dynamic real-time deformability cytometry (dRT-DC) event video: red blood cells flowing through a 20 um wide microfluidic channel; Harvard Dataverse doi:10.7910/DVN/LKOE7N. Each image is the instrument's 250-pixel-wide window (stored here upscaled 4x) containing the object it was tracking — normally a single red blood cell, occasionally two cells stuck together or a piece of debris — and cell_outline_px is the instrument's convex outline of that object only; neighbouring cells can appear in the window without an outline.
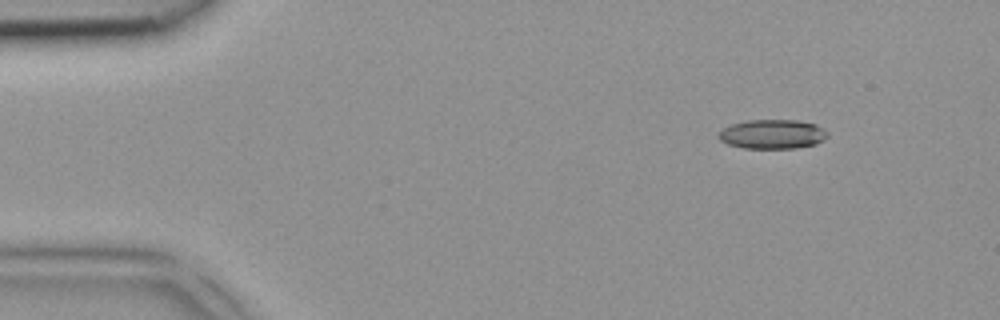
{"species": "common noctule bat (a hibernating species)", "species_latin": "Nyctalus noctula", "temperature_condition": "room temperature", "stored_images_in_passage": 3, "camera_frame_rate_fps": 3000, "um_per_image_px": 0.085, "animal": {"sex": "female", "body_mass_g": 18.4}, "frame": {"image": 1, "passage_image": 1, "time_ms": 0.0, "image_size_px": [1000, 320], "cell_outline_px": [[828, 136], [824, 140], [816, 144], [796, 148], [744, 148], [728, 144], [720, 140], [716, 136], [724, 128], [732, 124], [748, 120], [796, 120], [816, 124], [824, 128], [828, 132]], "centroid_in_image_um": [65.69, 11.4], "position_along_channel_um": 19.3, "area_um2": 18.67}}